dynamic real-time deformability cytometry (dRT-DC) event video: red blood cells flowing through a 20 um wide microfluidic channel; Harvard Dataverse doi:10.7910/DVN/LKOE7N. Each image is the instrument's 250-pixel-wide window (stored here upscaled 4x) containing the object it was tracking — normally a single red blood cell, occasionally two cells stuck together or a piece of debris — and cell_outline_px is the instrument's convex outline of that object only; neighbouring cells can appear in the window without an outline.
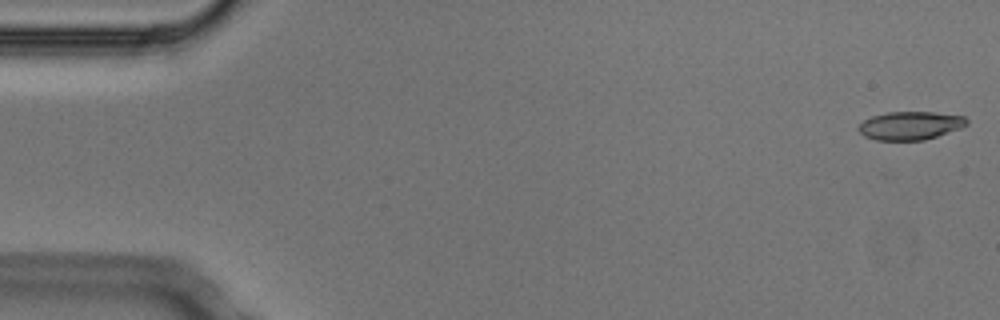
{"species": "Egyptian fruit bat (a non-hibernating species)", "species_latin": "Rousettus aegyptiacus", "temperature_condition": "cold", "stored_images_in_passage": 6, "camera_frame_rate_fps": 3000, "um_per_image_px": 0.085, "animal": {"sex": "male"}, "frame": {"image": 1, "passage_image": 1, "time_ms": 0.0, "image_size_px": [1000, 320], "cell_outline_px": [[968, 124], [960, 128], [924, 140], [876, 140], [864, 136], [856, 128], [864, 120], [872, 116], [888, 112], [932, 112], [964, 116], [968, 120]], "centroid_in_image_um": [77.35, 10.67], "position_along_channel_um": 7.6, "area_um2": 17.74}}
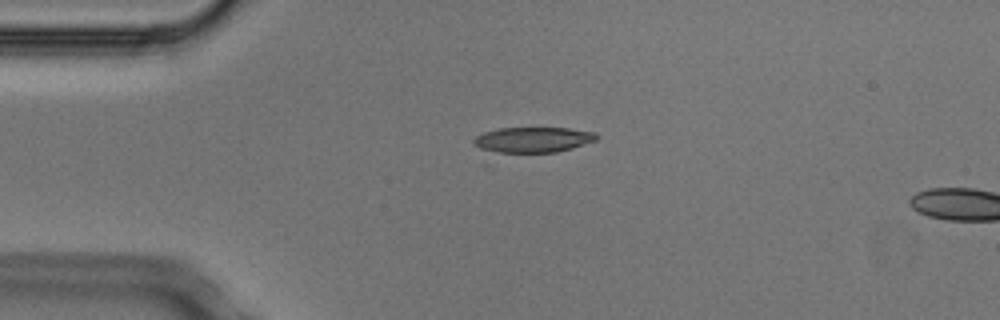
{"frame": {"image": 2, "passage_image": 4, "time_ms": 1.0, "image_size_px": [1000, 320], "cell_outline_px": [[600, 136], [596, 140], [572, 148], [556, 152], [488, 152], [472, 144], [472, 140], [476, 136], [484, 132], [500, 128], [568, 128], [596, 132]], "centroid_in_image_um": [45.29, 11.87], "position_along_channel_um": 39.7, "area_um2": 18.26}}